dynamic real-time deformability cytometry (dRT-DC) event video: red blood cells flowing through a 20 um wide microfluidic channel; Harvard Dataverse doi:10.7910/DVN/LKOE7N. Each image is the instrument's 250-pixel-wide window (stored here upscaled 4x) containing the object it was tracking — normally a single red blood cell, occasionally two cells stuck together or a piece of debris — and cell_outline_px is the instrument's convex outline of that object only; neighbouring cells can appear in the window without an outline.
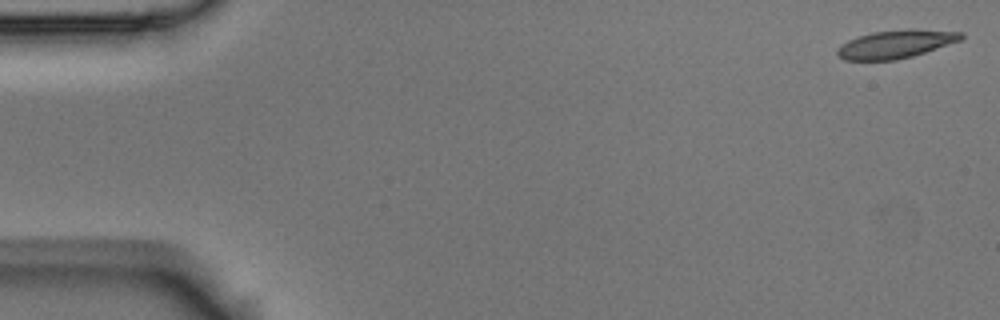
{"species": "Egyptian fruit bat (a non-hibernating species)", "species_latin": "Rousettus aegyptiacus", "temperature_condition": "room temperature", "stored_images_in_passage": 4, "segment_of_instrument_passage": [2, 2], "camera_frame_rate_fps": 3000, "um_per_image_px": 0.085, "animal": {"sex": "male"}, "frame": {"image": 1, "passage_image": 4, "time_ms": 1.0, "image_size_px": [1000, 320], "cell_outline_px": [[964, 36], [960, 40], [912, 56], [896, 60], [844, 60], [836, 56], [836, 48], [840, 44], [848, 40], [872, 32], [908, 28], [912, 28], [964, 32]], "centroid_in_image_um": [76.1, 3.74], "position_along_channel_um": 8.9, "area_um2": 20.46}}